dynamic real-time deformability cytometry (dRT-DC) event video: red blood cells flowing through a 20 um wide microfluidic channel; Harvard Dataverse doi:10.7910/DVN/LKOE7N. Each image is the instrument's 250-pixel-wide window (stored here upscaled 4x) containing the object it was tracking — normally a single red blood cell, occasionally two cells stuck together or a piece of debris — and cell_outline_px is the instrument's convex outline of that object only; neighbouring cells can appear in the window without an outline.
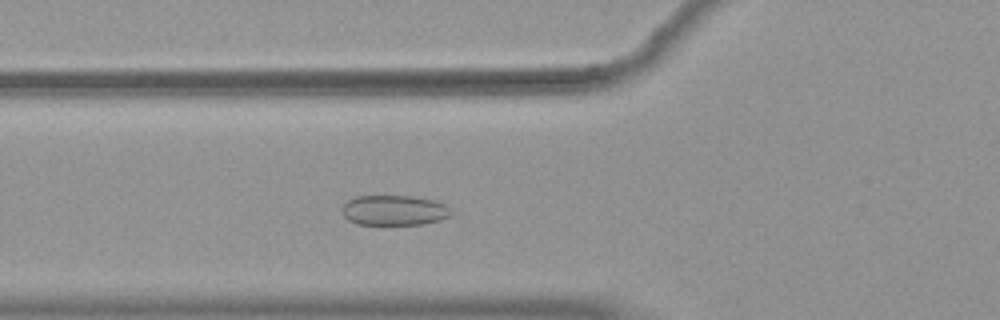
{"species": "common noctule bat (a hibernating species)", "species_latin": "Nyctalus noctula", "temperature_condition": "warm", "stored_images_in_passage": 42, "camera_frame_rate_fps": 3000, "um_per_image_px": 0.085, "animal": {"sex": "female", "body_mass_g": 19.9}, "frame": {"image": 1, "passage_image": 8, "time_ms": 2.333, "image_size_px": [1000, 320], "cell_outline_px": [[452, 212], [448, 216], [440, 220], [424, 224], [356, 224], [348, 220], [344, 216], [344, 204], [348, 200], [356, 196], [416, 196], [432, 200], [444, 204]], "centroid_in_image_um": [33.5, 17.87], "position_along_channel_um": 92.3, "area_um2": 18.96}}
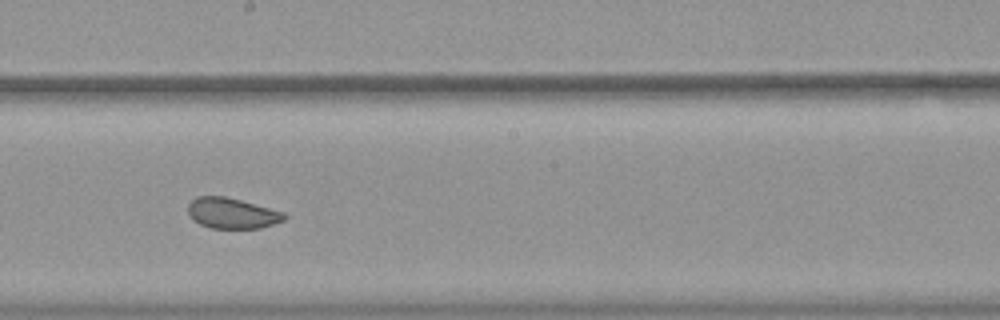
{"frame": {"image": 2, "passage_image": 19, "time_ms": 6.0, "image_size_px": [1000, 320], "cell_outline_px": [[288, 216], [284, 220], [260, 228], [208, 228], [192, 220], [188, 212], [188, 204], [196, 196], [224, 196], [240, 200], [284, 212]], "centroid_in_image_um": [19.69, 18.12], "position_along_channel_um": 228.5, "area_um2": 17.17}}
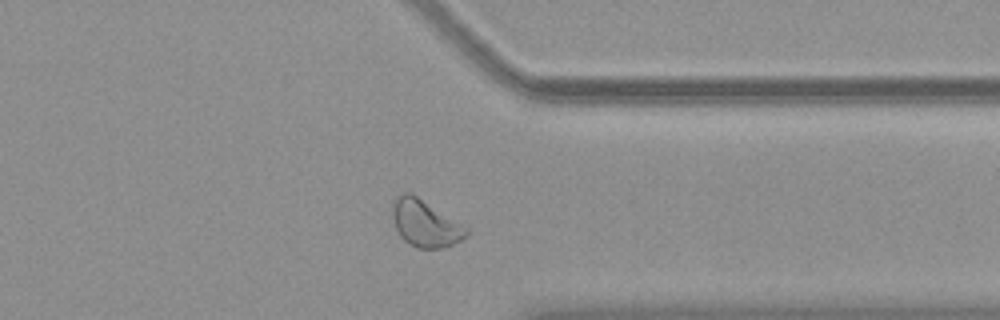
{"frame": {"image": 3, "passage_image": 31, "time_ms": 10.0, "image_size_px": [1000, 320], "cell_outline_px": [[468, 232], [460, 240], [452, 244], [440, 248], [416, 248], [408, 244], [400, 236], [396, 228], [392, 216], [392, 200], [404, 192], [412, 192], [468, 228]], "centroid_in_image_um": [36.09, 18.96], "position_along_channel_um": 375.3, "area_um2": 20.11}, "authors_computed_cell_mechanics": {"area_um2": 18.9006, "velocity_mm_per_s": 3.7234, "shape_relaxation_time_tau1_ms": null, "shape_relaxation_time_tau2_ms": 1.1458, "deformation_change_tau1": null, "deformation_change_tau2": 0.0582}}